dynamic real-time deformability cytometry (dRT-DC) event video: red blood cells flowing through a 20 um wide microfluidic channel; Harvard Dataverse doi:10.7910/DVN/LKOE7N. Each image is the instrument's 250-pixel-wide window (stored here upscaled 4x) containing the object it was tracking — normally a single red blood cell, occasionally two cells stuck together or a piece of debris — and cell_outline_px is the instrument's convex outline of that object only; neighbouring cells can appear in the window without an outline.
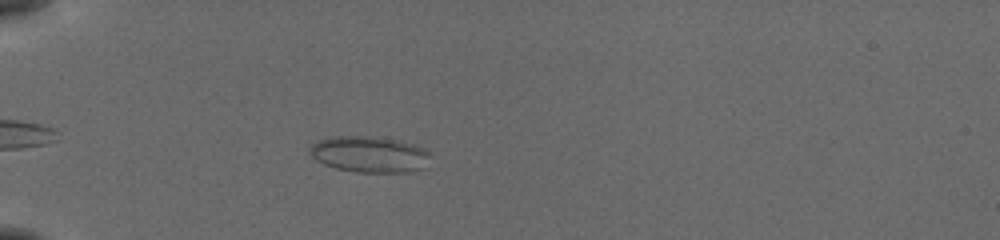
{"species": "common noctule bat (a hibernating species)", "species_latin": "Nyctalus noctula", "temperature_condition": "cold", "stored_images_in_passage": 43, "camera_frame_rate_fps": 3000, "um_per_image_px": 0.085, "animal": {"sex": "female", "body_mass_g": 19.5, "forearm_length_mm": 54.1}, "frame": {"image": 1, "passage_image": 6, "time_ms": 1.667, "image_size_px": [1000, 240], "cell_outline_px": [[428, 156], [420, 168], [408, 172], [356, 172], [336, 168], [324, 164], [316, 160], [308, 152], [308, 148], [312, 144], [320, 140], [336, 136], [364, 136], [392, 140], [412, 144], [424, 148], [428, 152]], "centroid_in_image_um": [31.31, 13.12], "position_along_channel_um": 53.7, "area_um2": 24.74}}
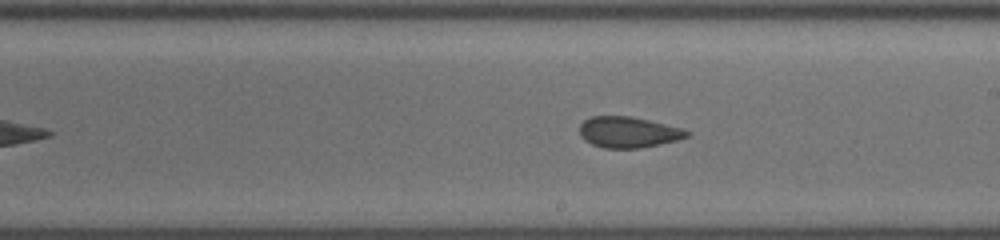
{"frame": {"image": 2, "passage_image": 22, "time_ms": 7.0, "image_size_px": [1000, 240], "cell_outline_px": [[692, 132], [688, 136], [676, 140], [660, 144], [640, 148], [604, 148], [592, 144], [584, 140], [580, 136], [580, 124], [584, 120], [592, 116], [628, 116], [648, 120], [684, 128]], "centroid_in_image_um": [53.41, 11.23], "position_along_channel_um": 235.6, "area_um2": 19.36}}
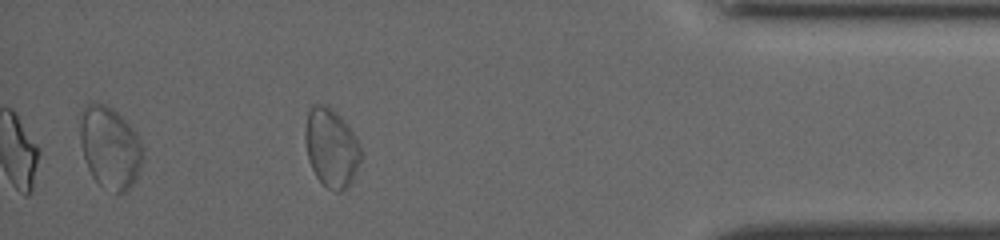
{"frame": {"image": 3, "passage_image": 38, "time_ms": 12.333, "image_size_px": [1000, 240], "cell_outline_px": [[360, 160], [352, 180], [348, 188], [340, 192], [336, 192], [328, 188], [316, 176], [308, 160], [304, 136], [304, 128], [308, 112], [312, 104], [328, 104], [344, 120], [356, 136], [360, 148]], "centroid_in_image_um": [28.14, 12.53], "position_along_channel_um": 407.1, "area_um2": 25.66}, "authors_computed_cell_mechanics": {"area_um2": 20.7502, "velocity_mm_per_s": 3.834, "shape_relaxation_time_tau1_ms": null, "shape_relaxation_time_tau2_ms": 1.3631, "deformation_change_tau1": null, "deformation_change_tau2": 0.0736}}